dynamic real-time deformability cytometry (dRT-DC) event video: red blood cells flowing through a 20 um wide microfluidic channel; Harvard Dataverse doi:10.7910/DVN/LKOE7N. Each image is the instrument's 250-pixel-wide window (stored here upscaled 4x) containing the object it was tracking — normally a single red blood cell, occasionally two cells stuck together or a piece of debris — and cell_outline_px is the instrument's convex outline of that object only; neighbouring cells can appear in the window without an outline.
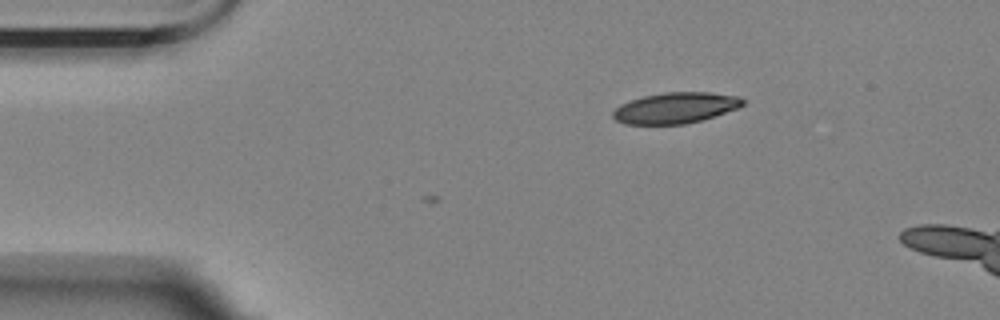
{"species": "Egyptian fruit bat (a non-hibernating species)", "species_latin": "Rousettus aegyptiacus", "temperature_condition": "room temperature", "stored_images_in_passage": 2, "camera_frame_rate_fps": 3000, "um_per_image_px": 0.085, "animal": {"sex": "female"}, "frame": {"image": 1, "passage_image": 2, "time_ms": 1.0, "image_size_px": [1000, 320], "cell_outline_px": [[748, 100], [740, 108], [700, 120], [684, 124], [624, 124], [616, 120], [612, 116], [612, 112], [620, 104], [644, 96], [664, 92], [708, 92], [740, 96]], "centroid_in_image_um": [57.46, 9.16], "position_along_channel_um": 27.5, "area_um2": 23.47}}